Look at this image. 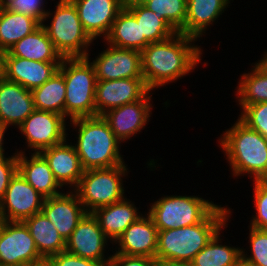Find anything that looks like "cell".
<instances>
[{"instance_id":"7","label":"cell","mask_w":267,"mask_h":266,"mask_svg":"<svg viewBox=\"0 0 267 266\" xmlns=\"http://www.w3.org/2000/svg\"><path fill=\"white\" fill-rule=\"evenodd\" d=\"M151 202L146 209L158 231L196 225L219 205L199 194H163Z\"/></svg>"},{"instance_id":"16","label":"cell","mask_w":267,"mask_h":266,"mask_svg":"<svg viewBox=\"0 0 267 266\" xmlns=\"http://www.w3.org/2000/svg\"><path fill=\"white\" fill-rule=\"evenodd\" d=\"M88 35L97 42L109 34L117 14L124 7L123 0H70Z\"/></svg>"},{"instance_id":"47","label":"cell","mask_w":267,"mask_h":266,"mask_svg":"<svg viewBox=\"0 0 267 266\" xmlns=\"http://www.w3.org/2000/svg\"><path fill=\"white\" fill-rule=\"evenodd\" d=\"M147 0H123L124 5L143 4Z\"/></svg>"},{"instance_id":"40","label":"cell","mask_w":267,"mask_h":266,"mask_svg":"<svg viewBox=\"0 0 267 266\" xmlns=\"http://www.w3.org/2000/svg\"><path fill=\"white\" fill-rule=\"evenodd\" d=\"M111 258L118 266H154L155 259L146 256H127L112 253Z\"/></svg>"},{"instance_id":"43","label":"cell","mask_w":267,"mask_h":266,"mask_svg":"<svg viewBox=\"0 0 267 266\" xmlns=\"http://www.w3.org/2000/svg\"><path fill=\"white\" fill-rule=\"evenodd\" d=\"M262 57L258 59L255 63L267 73V50H263Z\"/></svg>"},{"instance_id":"22","label":"cell","mask_w":267,"mask_h":266,"mask_svg":"<svg viewBox=\"0 0 267 266\" xmlns=\"http://www.w3.org/2000/svg\"><path fill=\"white\" fill-rule=\"evenodd\" d=\"M61 62H38L16 56H4V78L32 91L49 80Z\"/></svg>"},{"instance_id":"9","label":"cell","mask_w":267,"mask_h":266,"mask_svg":"<svg viewBox=\"0 0 267 266\" xmlns=\"http://www.w3.org/2000/svg\"><path fill=\"white\" fill-rule=\"evenodd\" d=\"M68 120L60 114L35 109L24 122L17 127L22 147L15 146L17 153H39L43 149L63 143L68 138ZM26 147V148H25Z\"/></svg>"},{"instance_id":"33","label":"cell","mask_w":267,"mask_h":266,"mask_svg":"<svg viewBox=\"0 0 267 266\" xmlns=\"http://www.w3.org/2000/svg\"><path fill=\"white\" fill-rule=\"evenodd\" d=\"M143 5L154 13H159L176 32L184 27L187 0H147Z\"/></svg>"},{"instance_id":"20","label":"cell","mask_w":267,"mask_h":266,"mask_svg":"<svg viewBox=\"0 0 267 266\" xmlns=\"http://www.w3.org/2000/svg\"><path fill=\"white\" fill-rule=\"evenodd\" d=\"M35 109L30 90L4 77L0 79V121L3 124L17 129Z\"/></svg>"},{"instance_id":"41","label":"cell","mask_w":267,"mask_h":266,"mask_svg":"<svg viewBox=\"0 0 267 266\" xmlns=\"http://www.w3.org/2000/svg\"><path fill=\"white\" fill-rule=\"evenodd\" d=\"M8 130H12L10 128H8L5 124H3L0 121V157L8 155V152H6L5 150H7L6 146L4 144H8V142L6 143V137L5 134L7 133Z\"/></svg>"},{"instance_id":"23","label":"cell","mask_w":267,"mask_h":266,"mask_svg":"<svg viewBox=\"0 0 267 266\" xmlns=\"http://www.w3.org/2000/svg\"><path fill=\"white\" fill-rule=\"evenodd\" d=\"M127 197L111 205L99 207L92 212L99 227L113 244L133 222L145 213L139 210L140 205L136 206V202Z\"/></svg>"},{"instance_id":"45","label":"cell","mask_w":267,"mask_h":266,"mask_svg":"<svg viewBox=\"0 0 267 266\" xmlns=\"http://www.w3.org/2000/svg\"><path fill=\"white\" fill-rule=\"evenodd\" d=\"M98 266H118V264L112 258H109L108 260L99 262Z\"/></svg>"},{"instance_id":"5","label":"cell","mask_w":267,"mask_h":266,"mask_svg":"<svg viewBox=\"0 0 267 266\" xmlns=\"http://www.w3.org/2000/svg\"><path fill=\"white\" fill-rule=\"evenodd\" d=\"M56 2L54 10L48 9L41 24L63 58L86 57L94 40L88 35L78 17L75 5L70 0Z\"/></svg>"},{"instance_id":"32","label":"cell","mask_w":267,"mask_h":266,"mask_svg":"<svg viewBox=\"0 0 267 266\" xmlns=\"http://www.w3.org/2000/svg\"><path fill=\"white\" fill-rule=\"evenodd\" d=\"M124 6L135 16L140 24L141 37H145L149 43L167 40L177 33L159 13H154L143 4Z\"/></svg>"},{"instance_id":"4","label":"cell","mask_w":267,"mask_h":266,"mask_svg":"<svg viewBox=\"0 0 267 266\" xmlns=\"http://www.w3.org/2000/svg\"><path fill=\"white\" fill-rule=\"evenodd\" d=\"M233 210L228 205L219 204L196 225L158 231L156 258L191 262L195 255L232 221L230 217Z\"/></svg>"},{"instance_id":"48","label":"cell","mask_w":267,"mask_h":266,"mask_svg":"<svg viewBox=\"0 0 267 266\" xmlns=\"http://www.w3.org/2000/svg\"><path fill=\"white\" fill-rule=\"evenodd\" d=\"M4 222H5L4 216L0 211V231H1V228L3 227Z\"/></svg>"},{"instance_id":"26","label":"cell","mask_w":267,"mask_h":266,"mask_svg":"<svg viewBox=\"0 0 267 266\" xmlns=\"http://www.w3.org/2000/svg\"><path fill=\"white\" fill-rule=\"evenodd\" d=\"M104 41L117 48L133 49L140 52L150 44L145 37H141L140 24L125 6L117 14Z\"/></svg>"},{"instance_id":"17","label":"cell","mask_w":267,"mask_h":266,"mask_svg":"<svg viewBox=\"0 0 267 266\" xmlns=\"http://www.w3.org/2000/svg\"><path fill=\"white\" fill-rule=\"evenodd\" d=\"M146 211L112 245L113 253L156 259L158 230Z\"/></svg>"},{"instance_id":"27","label":"cell","mask_w":267,"mask_h":266,"mask_svg":"<svg viewBox=\"0 0 267 266\" xmlns=\"http://www.w3.org/2000/svg\"><path fill=\"white\" fill-rule=\"evenodd\" d=\"M23 222L28 227L39 254L45 260L65 251V239L42 211L26 218Z\"/></svg>"},{"instance_id":"34","label":"cell","mask_w":267,"mask_h":266,"mask_svg":"<svg viewBox=\"0 0 267 266\" xmlns=\"http://www.w3.org/2000/svg\"><path fill=\"white\" fill-rule=\"evenodd\" d=\"M248 246L241 247L242 257L257 266H267V230L248 226Z\"/></svg>"},{"instance_id":"3","label":"cell","mask_w":267,"mask_h":266,"mask_svg":"<svg viewBox=\"0 0 267 266\" xmlns=\"http://www.w3.org/2000/svg\"><path fill=\"white\" fill-rule=\"evenodd\" d=\"M224 129L217 142L231 177L247 176L250 181L267 179V139L239 118Z\"/></svg>"},{"instance_id":"21","label":"cell","mask_w":267,"mask_h":266,"mask_svg":"<svg viewBox=\"0 0 267 266\" xmlns=\"http://www.w3.org/2000/svg\"><path fill=\"white\" fill-rule=\"evenodd\" d=\"M232 1V2H231ZM234 0H187V14L184 27L179 31L199 41L207 36ZM217 21V22H216ZM212 26V27H211ZM202 38V39H201Z\"/></svg>"},{"instance_id":"35","label":"cell","mask_w":267,"mask_h":266,"mask_svg":"<svg viewBox=\"0 0 267 266\" xmlns=\"http://www.w3.org/2000/svg\"><path fill=\"white\" fill-rule=\"evenodd\" d=\"M253 206L254 215L250 217L249 225L251 227L267 230V179L266 180H253Z\"/></svg>"},{"instance_id":"28","label":"cell","mask_w":267,"mask_h":266,"mask_svg":"<svg viewBox=\"0 0 267 266\" xmlns=\"http://www.w3.org/2000/svg\"><path fill=\"white\" fill-rule=\"evenodd\" d=\"M229 223L222 228L212 240L192 259V266H236L242 257L241 248L238 245L226 243L223 230H226ZM224 237V239H223ZM223 240V241H222ZM225 241V242H224ZM225 244H224V243Z\"/></svg>"},{"instance_id":"44","label":"cell","mask_w":267,"mask_h":266,"mask_svg":"<svg viewBox=\"0 0 267 266\" xmlns=\"http://www.w3.org/2000/svg\"><path fill=\"white\" fill-rule=\"evenodd\" d=\"M4 55L5 52L0 49V79L4 76Z\"/></svg>"},{"instance_id":"46","label":"cell","mask_w":267,"mask_h":266,"mask_svg":"<svg viewBox=\"0 0 267 266\" xmlns=\"http://www.w3.org/2000/svg\"><path fill=\"white\" fill-rule=\"evenodd\" d=\"M236 266H257V265L252 264V263L248 262L247 260H245L243 257H241V258L238 260Z\"/></svg>"},{"instance_id":"29","label":"cell","mask_w":267,"mask_h":266,"mask_svg":"<svg viewBox=\"0 0 267 266\" xmlns=\"http://www.w3.org/2000/svg\"><path fill=\"white\" fill-rule=\"evenodd\" d=\"M40 26L41 23L32 16L8 11L0 6V49L8 52L15 43Z\"/></svg>"},{"instance_id":"14","label":"cell","mask_w":267,"mask_h":266,"mask_svg":"<svg viewBox=\"0 0 267 266\" xmlns=\"http://www.w3.org/2000/svg\"><path fill=\"white\" fill-rule=\"evenodd\" d=\"M44 199L17 171L0 201V211L5 221H24L42 211Z\"/></svg>"},{"instance_id":"31","label":"cell","mask_w":267,"mask_h":266,"mask_svg":"<svg viewBox=\"0 0 267 266\" xmlns=\"http://www.w3.org/2000/svg\"><path fill=\"white\" fill-rule=\"evenodd\" d=\"M31 92L37 110L53 112L64 116L66 84L64 76L59 71Z\"/></svg>"},{"instance_id":"11","label":"cell","mask_w":267,"mask_h":266,"mask_svg":"<svg viewBox=\"0 0 267 266\" xmlns=\"http://www.w3.org/2000/svg\"><path fill=\"white\" fill-rule=\"evenodd\" d=\"M102 43L106 49L102 48L95 58L90 57V52L86 56L93 65L97 80L143 78L140 51L117 48L104 40Z\"/></svg>"},{"instance_id":"19","label":"cell","mask_w":267,"mask_h":266,"mask_svg":"<svg viewBox=\"0 0 267 266\" xmlns=\"http://www.w3.org/2000/svg\"><path fill=\"white\" fill-rule=\"evenodd\" d=\"M42 212L65 241L87 213L74 190H64L59 195L45 198Z\"/></svg>"},{"instance_id":"6","label":"cell","mask_w":267,"mask_h":266,"mask_svg":"<svg viewBox=\"0 0 267 266\" xmlns=\"http://www.w3.org/2000/svg\"><path fill=\"white\" fill-rule=\"evenodd\" d=\"M66 84L64 117L70 121L78 117L96 116V75L86 57L63 58L59 70Z\"/></svg>"},{"instance_id":"49","label":"cell","mask_w":267,"mask_h":266,"mask_svg":"<svg viewBox=\"0 0 267 266\" xmlns=\"http://www.w3.org/2000/svg\"><path fill=\"white\" fill-rule=\"evenodd\" d=\"M32 266H50L47 261H44L43 263L32 265Z\"/></svg>"},{"instance_id":"18","label":"cell","mask_w":267,"mask_h":266,"mask_svg":"<svg viewBox=\"0 0 267 266\" xmlns=\"http://www.w3.org/2000/svg\"><path fill=\"white\" fill-rule=\"evenodd\" d=\"M69 135L68 133V138L63 143L43 149L39 153L48 163L59 185L63 189L65 187V190L66 188L74 190L78 186L84 170L72 144V136Z\"/></svg>"},{"instance_id":"42","label":"cell","mask_w":267,"mask_h":266,"mask_svg":"<svg viewBox=\"0 0 267 266\" xmlns=\"http://www.w3.org/2000/svg\"><path fill=\"white\" fill-rule=\"evenodd\" d=\"M154 266H192L191 262L156 258Z\"/></svg>"},{"instance_id":"12","label":"cell","mask_w":267,"mask_h":266,"mask_svg":"<svg viewBox=\"0 0 267 266\" xmlns=\"http://www.w3.org/2000/svg\"><path fill=\"white\" fill-rule=\"evenodd\" d=\"M110 244L113 245L99 227L97 219L92 213H86L66 240L65 251L85 259L102 262L112 256L114 247H109Z\"/></svg>"},{"instance_id":"24","label":"cell","mask_w":267,"mask_h":266,"mask_svg":"<svg viewBox=\"0 0 267 266\" xmlns=\"http://www.w3.org/2000/svg\"><path fill=\"white\" fill-rule=\"evenodd\" d=\"M18 171L43 198L59 195L65 190L55 180L40 153H18Z\"/></svg>"},{"instance_id":"2","label":"cell","mask_w":267,"mask_h":266,"mask_svg":"<svg viewBox=\"0 0 267 266\" xmlns=\"http://www.w3.org/2000/svg\"><path fill=\"white\" fill-rule=\"evenodd\" d=\"M68 132H74L71 134L74 135L72 144L84 171L126 164L121 150L123 143L114 135L103 116L74 118L68 122Z\"/></svg>"},{"instance_id":"37","label":"cell","mask_w":267,"mask_h":266,"mask_svg":"<svg viewBox=\"0 0 267 266\" xmlns=\"http://www.w3.org/2000/svg\"><path fill=\"white\" fill-rule=\"evenodd\" d=\"M48 0H0V6L8 11H14L32 16L41 24L49 8Z\"/></svg>"},{"instance_id":"15","label":"cell","mask_w":267,"mask_h":266,"mask_svg":"<svg viewBox=\"0 0 267 266\" xmlns=\"http://www.w3.org/2000/svg\"><path fill=\"white\" fill-rule=\"evenodd\" d=\"M150 89L144 78L97 80L95 90L96 115L142 99Z\"/></svg>"},{"instance_id":"39","label":"cell","mask_w":267,"mask_h":266,"mask_svg":"<svg viewBox=\"0 0 267 266\" xmlns=\"http://www.w3.org/2000/svg\"><path fill=\"white\" fill-rule=\"evenodd\" d=\"M46 261L50 266H98L99 264V262L85 259L66 251L55 254Z\"/></svg>"},{"instance_id":"1","label":"cell","mask_w":267,"mask_h":266,"mask_svg":"<svg viewBox=\"0 0 267 266\" xmlns=\"http://www.w3.org/2000/svg\"><path fill=\"white\" fill-rule=\"evenodd\" d=\"M197 41L200 42L177 32L167 40L148 44L141 51L142 74L147 87L156 92L195 72L199 64L202 65L205 52Z\"/></svg>"},{"instance_id":"38","label":"cell","mask_w":267,"mask_h":266,"mask_svg":"<svg viewBox=\"0 0 267 266\" xmlns=\"http://www.w3.org/2000/svg\"><path fill=\"white\" fill-rule=\"evenodd\" d=\"M17 171L18 153L16 151L0 157V201L4 198L10 180Z\"/></svg>"},{"instance_id":"8","label":"cell","mask_w":267,"mask_h":266,"mask_svg":"<svg viewBox=\"0 0 267 266\" xmlns=\"http://www.w3.org/2000/svg\"><path fill=\"white\" fill-rule=\"evenodd\" d=\"M130 167L127 164L110 168L89 169L83 172L78 186L74 189L87 213L99 207L123 200ZM125 180V181H124Z\"/></svg>"},{"instance_id":"30","label":"cell","mask_w":267,"mask_h":266,"mask_svg":"<svg viewBox=\"0 0 267 266\" xmlns=\"http://www.w3.org/2000/svg\"><path fill=\"white\" fill-rule=\"evenodd\" d=\"M240 74L233 97L237 105H252L267 101V73L255 62Z\"/></svg>"},{"instance_id":"10","label":"cell","mask_w":267,"mask_h":266,"mask_svg":"<svg viewBox=\"0 0 267 266\" xmlns=\"http://www.w3.org/2000/svg\"><path fill=\"white\" fill-rule=\"evenodd\" d=\"M46 261L23 221H5L0 231V265L32 266Z\"/></svg>"},{"instance_id":"13","label":"cell","mask_w":267,"mask_h":266,"mask_svg":"<svg viewBox=\"0 0 267 266\" xmlns=\"http://www.w3.org/2000/svg\"><path fill=\"white\" fill-rule=\"evenodd\" d=\"M154 92V93H153ZM149 91L142 99L111 109L102 116L114 135L125 145L146 129L154 108L153 94ZM137 134V135H136ZM134 137V138H132Z\"/></svg>"},{"instance_id":"36","label":"cell","mask_w":267,"mask_h":266,"mask_svg":"<svg viewBox=\"0 0 267 266\" xmlns=\"http://www.w3.org/2000/svg\"><path fill=\"white\" fill-rule=\"evenodd\" d=\"M237 107L241 109L238 118L267 139V101Z\"/></svg>"},{"instance_id":"25","label":"cell","mask_w":267,"mask_h":266,"mask_svg":"<svg viewBox=\"0 0 267 266\" xmlns=\"http://www.w3.org/2000/svg\"><path fill=\"white\" fill-rule=\"evenodd\" d=\"M4 56H16L38 62H62L63 60L42 25L15 43Z\"/></svg>"}]
</instances>
